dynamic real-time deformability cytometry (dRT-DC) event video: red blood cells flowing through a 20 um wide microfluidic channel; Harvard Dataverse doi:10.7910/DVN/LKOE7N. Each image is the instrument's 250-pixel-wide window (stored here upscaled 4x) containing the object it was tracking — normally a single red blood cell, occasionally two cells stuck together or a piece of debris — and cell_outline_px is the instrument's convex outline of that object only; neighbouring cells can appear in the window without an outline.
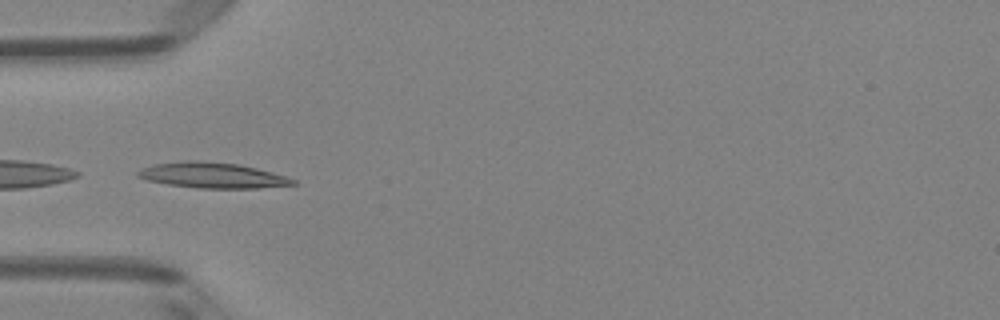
{"species": "Egyptian fruit bat (a non-hibernating species)", "species_latin": "Rousettus aegyptiacus", "temperature_condition": "room temperature", "stored_images_in_passage": 49, "camera_frame_rate_fps": 3000, "um_per_image_px": 0.085, "animal": {"sex": "female"}, "frame": {"image": 1, "passage_image": 15, "time_ms": 4.667, "image_size_px": [1000, 320], "cell_outline_px": [[300, 184], [256, 188], [200, 188], [168, 184], [148, 180], [136, 176], [136, 172], [140, 168], [152, 164], [184, 160], [196, 160], [240, 164], [272, 172], [296, 180]], "centroid_in_image_um": [18.03, 14.89], "position_along_channel_um": 67.0, "area_um2": 23.18}}